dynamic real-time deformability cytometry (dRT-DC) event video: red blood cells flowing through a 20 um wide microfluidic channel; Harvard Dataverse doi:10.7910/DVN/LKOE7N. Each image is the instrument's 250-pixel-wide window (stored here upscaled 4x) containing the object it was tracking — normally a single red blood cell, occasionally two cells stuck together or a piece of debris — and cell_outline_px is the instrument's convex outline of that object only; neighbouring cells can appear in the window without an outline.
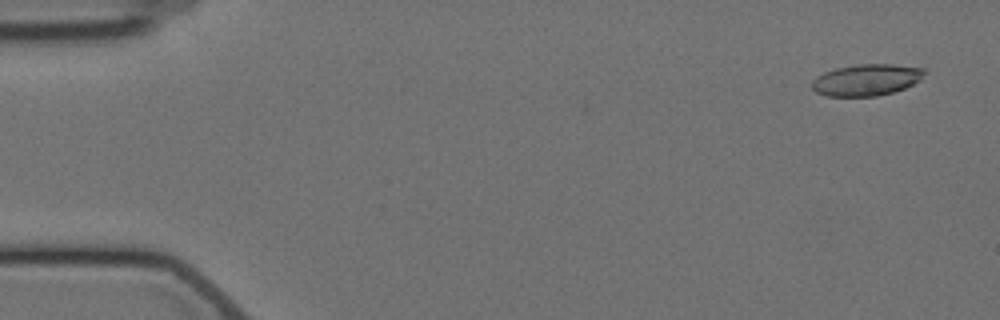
{"species": "Egyptian fruit bat (a non-hibernating species)", "species_latin": "Rousettus aegyptiacus", "temperature_condition": "cold", "stored_images_in_passage": 6, "segment_of_instrument_passage": [2, 2], "camera_frame_rate_fps": 3000, "um_per_image_px": 0.085, "animal": {"sex": "female"}, "frame": {"image": 1, "passage_image": 6, "time_ms": 6.667, "image_size_px": [1000, 320], "cell_outline_px": [[924, 72], [920, 80], [904, 88], [892, 92], [876, 96], [824, 96], [816, 92], [812, 88], [812, 80], [816, 76], [824, 72], [836, 68], [856, 64], [892, 64], [924, 68]], "centroid_in_image_um": [73.61, 6.79], "position_along_channel_um": 11.4, "area_um2": 20.63}}